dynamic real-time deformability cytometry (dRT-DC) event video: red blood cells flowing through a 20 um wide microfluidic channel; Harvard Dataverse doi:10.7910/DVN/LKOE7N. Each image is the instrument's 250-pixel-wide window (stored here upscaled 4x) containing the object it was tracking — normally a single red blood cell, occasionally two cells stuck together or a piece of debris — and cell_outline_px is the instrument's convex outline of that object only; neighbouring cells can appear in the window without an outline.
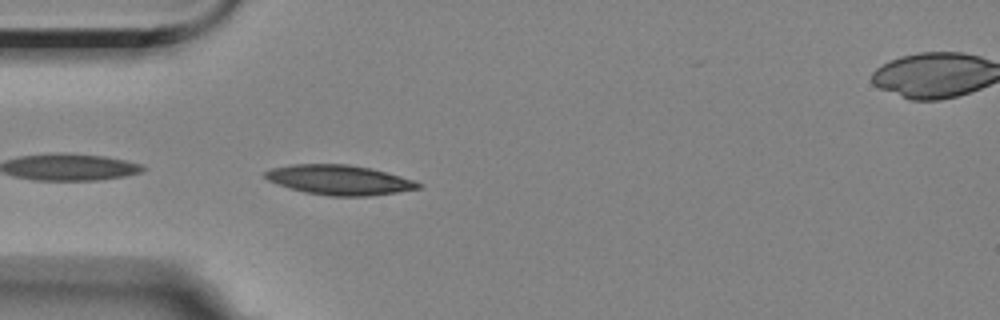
{"species": "Egyptian fruit bat (a non-hibernating species)", "species_latin": "Rousettus aegyptiacus", "temperature_condition": "room temperature", "stored_images_in_passage": 26, "camera_frame_rate_fps": 3000, "um_per_image_px": 0.085, "animal": {"sex": "female"}, "frame": {"image": 1, "passage_image": 1, "time_ms": 0.0, "image_size_px": [1000, 320], "cell_outline_px": [[424, 184], [420, 188], [396, 192], [368, 196], [328, 196], [304, 192], [276, 184], [268, 180], [264, 176], [264, 172], [272, 168], [292, 164], [348, 164], [372, 168], [400, 176]], "centroid_in_image_um": [28.82, 15.29], "position_along_channel_um": 56.2, "area_um2": 26.59}}
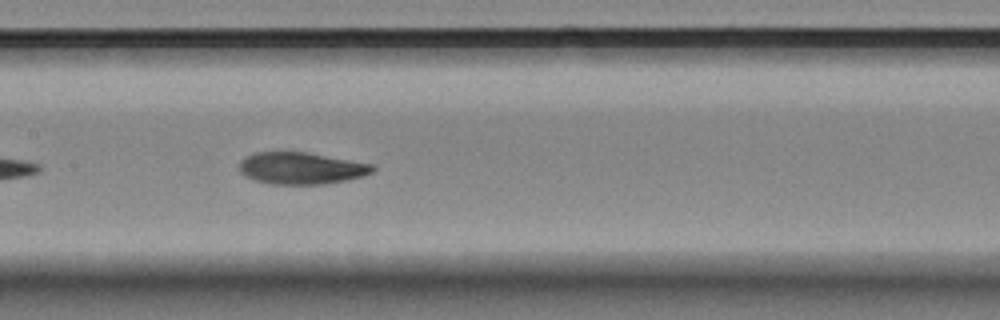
{"frame": {"image": 2, "passage_image": 12, "time_ms": 3.667, "image_size_px": [1000, 320], "cell_outline_px": [[376, 168], [372, 172], [364, 176], [348, 180], [324, 184], [272, 184], [256, 180], [244, 176], [240, 172], [240, 160], [256, 152], [308, 152], [376, 164]], "centroid_in_image_um": [25.67, 14.29], "position_along_channel_um": 181.7, "area_um2": 24.97}}
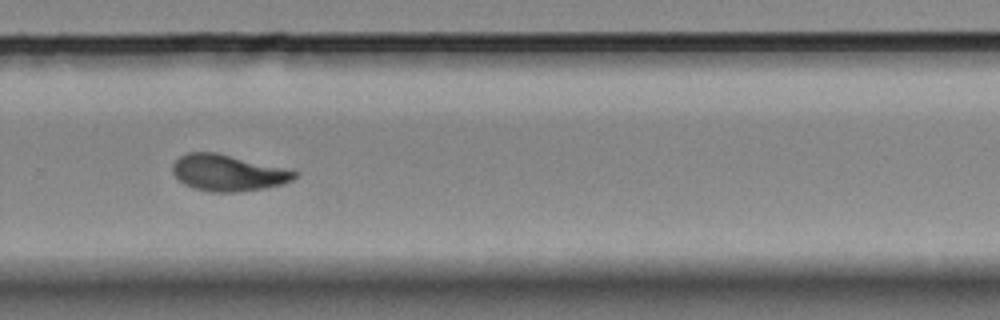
{"frame": {"image": 3, "passage_image": 23, "time_ms": 7.333, "image_size_px": [1000, 320], "cell_outline_px": [[296, 176], [292, 180], [284, 184], [264, 188], [240, 192], [208, 192], [192, 188], [184, 184], [172, 172], [172, 164], [180, 156], [188, 152], [216, 152], [296, 172]], "centroid_in_image_um": [19.3, 14.71], "position_along_channel_um": 310.5, "area_um2": 25.49}}